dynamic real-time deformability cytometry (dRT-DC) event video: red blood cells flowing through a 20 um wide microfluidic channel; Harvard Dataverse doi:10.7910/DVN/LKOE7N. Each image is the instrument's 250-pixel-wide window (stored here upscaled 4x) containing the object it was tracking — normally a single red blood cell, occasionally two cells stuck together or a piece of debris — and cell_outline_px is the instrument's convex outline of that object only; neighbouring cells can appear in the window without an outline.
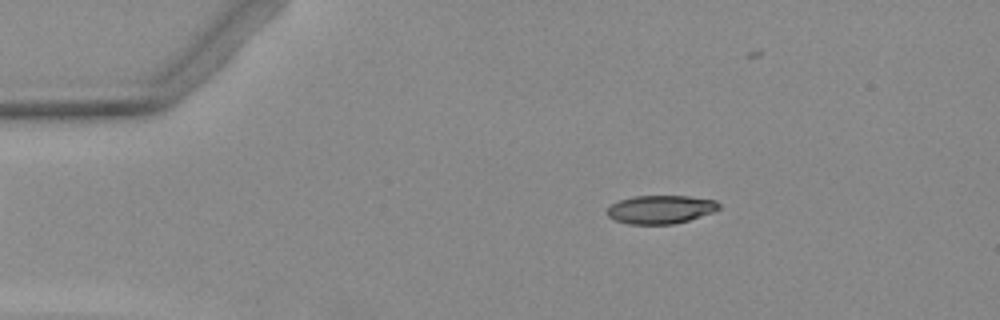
{"species": "Egyptian fruit bat (a non-hibernating species)", "species_latin": "Rousettus aegyptiacus", "temperature_condition": "warm", "stored_images_in_passage": 3, "segment_of_instrument_passage": [1, 2], "camera_frame_rate_fps": 3000, "um_per_image_px": 0.085, "animal": {"sex": "female"}, "frame": {"image": 1, "passage_image": 1, "time_ms": 0.0, "image_size_px": [1000, 320], "cell_outline_px": [[720, 208], [712, 212], [688, 220], [672, 224], [628, 224], [616, 220], [608, 216], [608, 208], [612, 204], [620, 200], [632, 196], [688, 196], [716, 200], [720, 204]], "centroid_in_image_um": [56.16, 17.79], "position_along_channel_um": 28.8, "area_um2": 18.32}}